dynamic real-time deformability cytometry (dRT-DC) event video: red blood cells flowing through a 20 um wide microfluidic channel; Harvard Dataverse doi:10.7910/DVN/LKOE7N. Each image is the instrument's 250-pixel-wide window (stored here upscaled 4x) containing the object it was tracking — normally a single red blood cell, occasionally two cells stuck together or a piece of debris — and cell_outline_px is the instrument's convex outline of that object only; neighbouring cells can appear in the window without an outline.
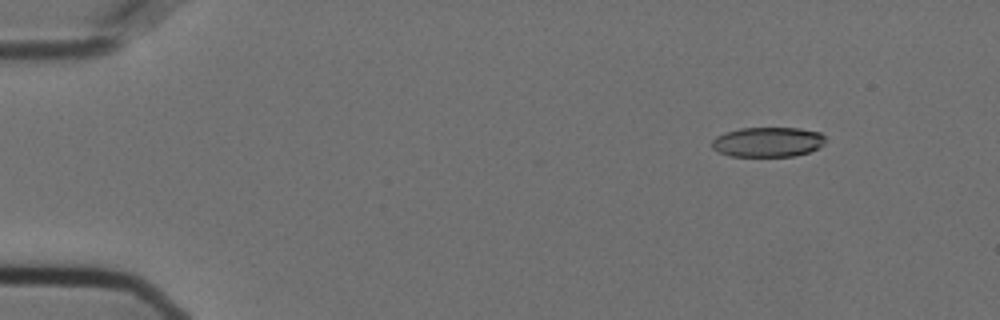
{"species": "Egyptian fruit bat (a non-hibernating species)", "species_latin": "Rousettus aegyptiacus", "temperature_condition": "cold", "stored_images_in_passage": 49, "camera_frame_rate_fps": 3000, "um_per_image_px": 0.085, "animal": {"sex": "female"}, "frame": {"image": 1, "passage_image": 6, "time_ms": 1.667, "image_size_px": [1000, 320], "cell_outline_px": [[824, 144], [808, 152], [796, 156], [728, 156], [712, 148], [712, 140], [716, 136], [724, 132], [740, 128], [800, 128], [820, 132], [824, 136]], "centroid_in_image_um": [65.24, 12.06], "position_along_channel_um": 19.8, "area_um2": 19.77}}
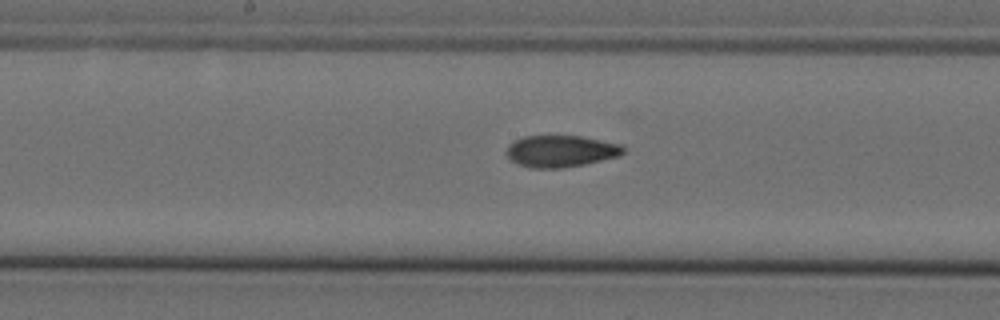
{"frame": {"image": 2, "passage_image": 29, "time_ms": 9.333, "image_size_px": [1000, 320], "cell_outline_px": [[624, 152], [620, 156], [584, 164], [560, 168], [528, 168], [512, 160], [504, 152], [508, 144], [524, 136], [580, 136], [624, 144]], "centroid_in_image_um": [47.68, 12.84], "position_along_channel_um": 200.5, "area_um2": 21.68}}
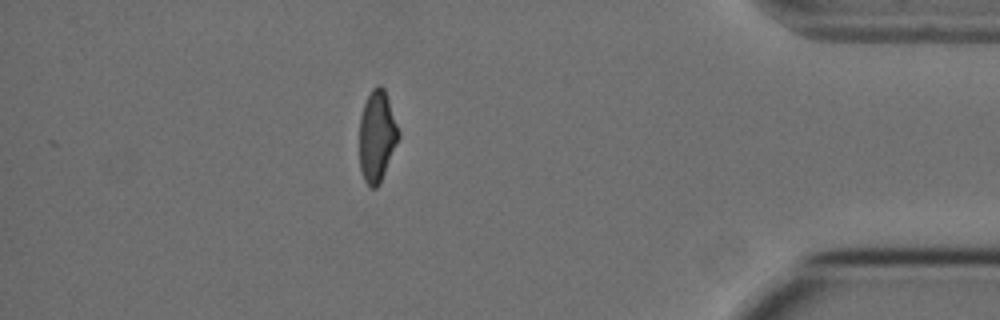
{"frame": {"image": 3, "passage_image": 49, "time_ms": 16.0, "image_size_px": [1000, 320], "cell_outline_px": [[400, 136], [380, 184], [376, 188], [368, 188], [364, 180], [360, 168], [360, 116], [364, 104], [372, 88], [376, 84], [380, 84], [384, 88], [400, 132]], "centroid_in_image_um": [32.04, 11.59], "position_along_channel_um": 403.2, "area_um2": 20.87}, "authors_computed_cell_mechanics": {"area_um2": 21.675, "velocity_mm_per_s": 3.6194, "shape_relaxation_time_tau1_ms": 11.2598, "shape_relaxation_time_tau2_ms": 2.9864, "deformation_change_tau1": 0.2354, "deformation_change_tau2": 0.0999}}